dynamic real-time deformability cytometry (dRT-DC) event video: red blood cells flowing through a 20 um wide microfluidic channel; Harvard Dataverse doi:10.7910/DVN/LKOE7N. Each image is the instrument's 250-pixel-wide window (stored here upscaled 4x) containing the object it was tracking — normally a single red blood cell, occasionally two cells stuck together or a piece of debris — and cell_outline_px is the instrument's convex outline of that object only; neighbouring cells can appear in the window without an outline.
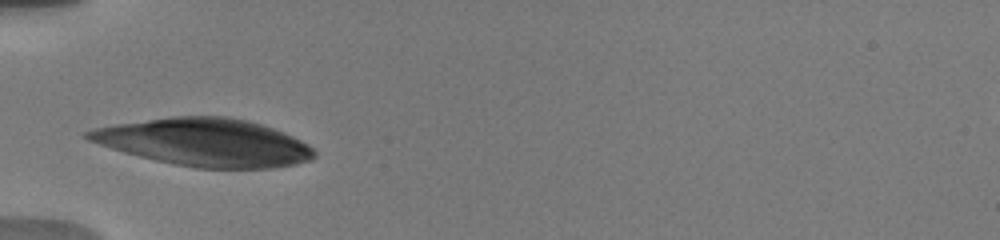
{"species": "human", "species_latin": "Homo sapiens", "temperature_condition": "warm", "stored_images_in_passage": 11, "camera_frame_rate_fps": 3000, "um_per_image_px": 0.085, "donor": {"sex": "male"}, "frame": {"image": 1, "passage_image": 1, "time_ms": 0.0, "image_size_px": [1000, 240], "cell_outline_px": [[316, 156], [312, 160], [296, 164], [272, 168], [196, 168], [156, 160], [124, 152], [88, 140], [84, 136], [84, 132], [96, 128], [116, 124], [176, 116], [224, 116], [248, 120], [284, 132], [308, 144], [316, 152]], "centroid_in_image_um": [17.44, 12.1], "position_along_channel_um": 67.6, "area_um2": 62.31}}
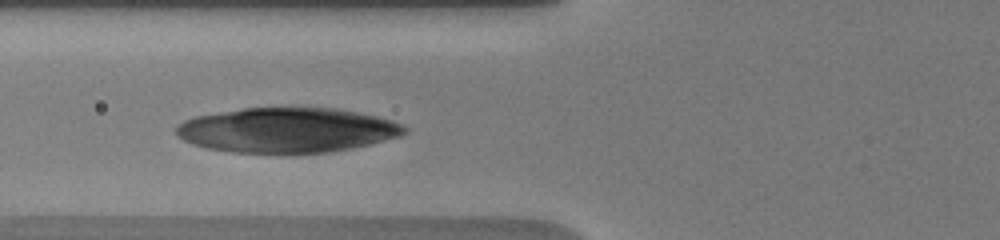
{"frame": {"image": 2, "passage_image": 10, "time_ms": 1.0, "image_size_px": [1000, 240], "cell_outline_px": [[408, 132], [400, 136], [352, 148], [328, 152], [292, 156], [232, 152], [208, 148], [192, 144], [176, 136], [176, 124], [184, 120], [196, 116], [244, 108], [336, 108], [356, 112], [392, 120], [408, 128]], "centroid_in_image_um": [24.38, 11.1], "position_along_channel_um": 101.4, "area_um2": 60.57}}